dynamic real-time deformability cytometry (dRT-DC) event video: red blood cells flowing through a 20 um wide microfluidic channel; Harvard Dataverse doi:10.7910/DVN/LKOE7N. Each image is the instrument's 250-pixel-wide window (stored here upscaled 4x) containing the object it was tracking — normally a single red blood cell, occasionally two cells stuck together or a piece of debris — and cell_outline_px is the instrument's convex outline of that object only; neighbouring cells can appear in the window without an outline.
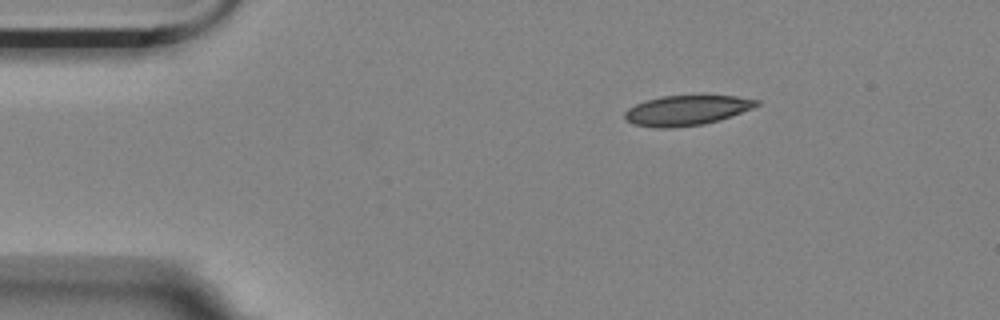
{"species": "Egyptian fruit bat (a non-hibernating species)", "species_latin": "Rousettus aegyptiacus", "temperature_condition": "room temperature", "stored_images_in_passage": 3, "camera_frame_rate_fps": 3000, "um_per_image_px": 0.085, "animal": {"sex": "female"}, "frame": {"image": 1, "passage_image": 1, "time_ms": 0.0, "image_size_px": [1000, 320], "cell_outline_px": [[760, 104], [752, 108], [720, 120], [704, 124], [672, 128], [660, 128], [632, 124], [624, 116], [624, 112], [628, 108], [636, 104], [648, 100], [664, 96], [736, 96], [760, 100]], "centroid_in_image_um": [58.37, 9.39], "position_along_channel_um": 26.6, "area_um2": 22.83}}